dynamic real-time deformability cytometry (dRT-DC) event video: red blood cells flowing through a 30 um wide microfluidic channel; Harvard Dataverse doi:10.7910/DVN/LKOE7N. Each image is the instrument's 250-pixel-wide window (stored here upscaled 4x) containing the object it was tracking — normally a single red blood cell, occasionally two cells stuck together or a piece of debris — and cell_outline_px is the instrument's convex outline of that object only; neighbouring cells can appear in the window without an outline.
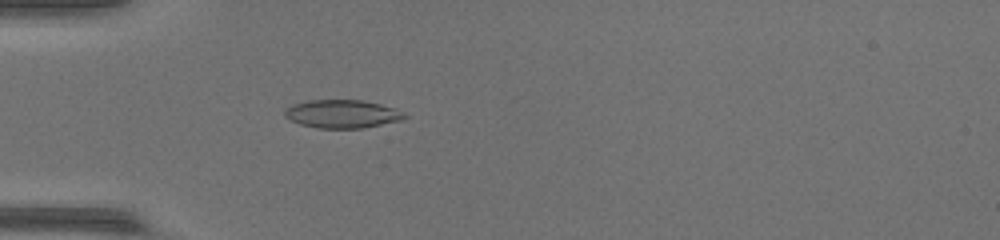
{"species": "common noctule bat (a hibernating species)", "species_latin": "Nyctalus noctula", "temperature_condition": "warm", "stored_images_in_passage": 46, "camera_frame_rate_fps": 3000, "um_per_image_px": 0.085, "animal": {"sex": "female", "body_mass_g": 17.0, "forearm_length_mm": 48.0}, "frame": {"image": 1, "passage_image": 11, "time_ms": 3.333, "image_size_px": [1000, 240], "cell_outline_px": [[408, 116], [400, 120], [364, 128], [320, 128], [300, 124], [284, 116], [284, 112], [292, 104], [308, 100], [360, 100], [380, 104], [396, 108], [404, 112]], "centroid_in_image_um": [29.11, 9.68], "position_along_channel_um": 55.9, "area_um2": 19.59}}
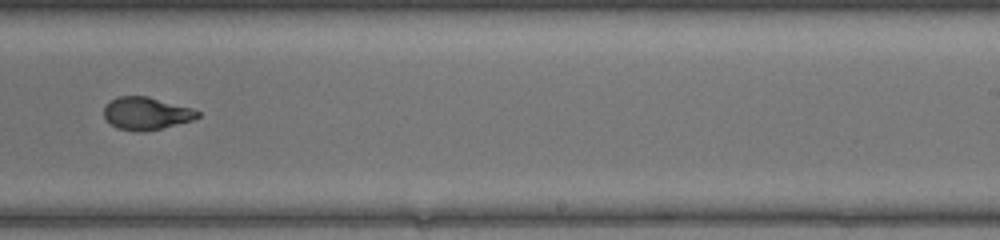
{"frame": {"image": 2, "passage_image": 28, "time_ms": 9.0, "image_size_px": [1000, 240], "cell_outline_px": [[200, 116], [192, 120], [144, 132], [136, 132], [116, 128], [104, 116], [104, 108], [116, 96], [148, 96], [192, 108], [200, 112]], "centroid_in_image_um": [12.43, 9.64], "position_along_channel_um": 276.6, "area_um2": 17.69}}
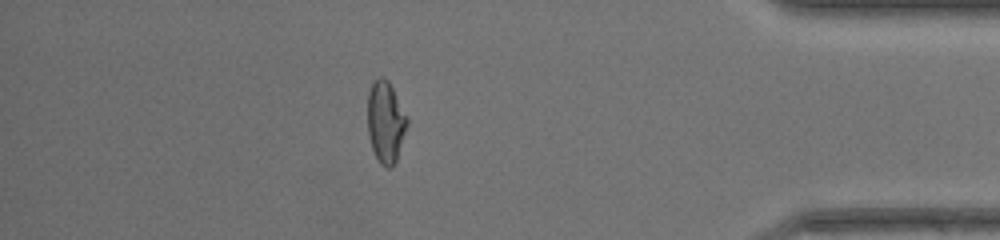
{"frame": {"image": 3, "passage_image": 40, "time_ms": 13.0, "image_size_px": [1000, 240], "cell_outline_px": [[408, 124], [396, 160], [392, 168], [388, 168], [380, 164], [372, 148], [368, 136], [368, 92], [372, 84], [380, 76], [384, 76], [388, 80], [408, 120]], "centroid_in_image_um": [32.76, 10.38], "position_along_channel_um": 402.4, "area_um2": 18.55}}